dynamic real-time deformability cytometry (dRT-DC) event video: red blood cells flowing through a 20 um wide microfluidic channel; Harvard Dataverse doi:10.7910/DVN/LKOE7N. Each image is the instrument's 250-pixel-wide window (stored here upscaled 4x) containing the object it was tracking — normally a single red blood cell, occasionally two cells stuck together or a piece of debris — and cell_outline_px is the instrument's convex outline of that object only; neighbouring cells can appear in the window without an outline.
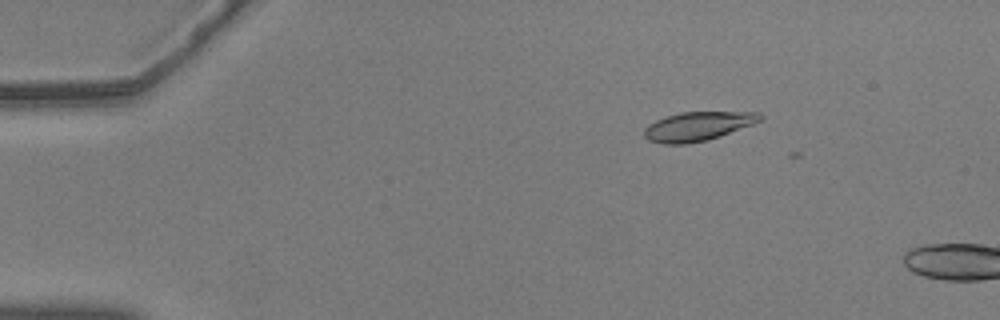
{"species": "common noctule bat (a hibernating species)", "species_latin": "Nyctalus noctula", "temperature_condition": "warm", "stored_images_in_passage": 2, "camera_frame_rate_fps": 3000, "um_per_image_px": 0.085, "animal": {"sex": "male", "body_mass_g": 20.5, "forearm_length_mm": 52.5}, "frame": {"image": 1, "passage_image": 1, "time_ms": 0.0, "image_size_px": [1000, 320], "cell_outline_px": [[764, 116], [760, 120], [752, 124], [720, 136], [708, 140], [684, 144], [664, 144], [648, 140], [644, 136], [644, 128], [648, 124], [656, 120], [680, 112], [760, 112]], "centroid_in_image_um": [59.29, 10.73], "position_along_channel_um": 25.7, "area_um2": 19.48}}